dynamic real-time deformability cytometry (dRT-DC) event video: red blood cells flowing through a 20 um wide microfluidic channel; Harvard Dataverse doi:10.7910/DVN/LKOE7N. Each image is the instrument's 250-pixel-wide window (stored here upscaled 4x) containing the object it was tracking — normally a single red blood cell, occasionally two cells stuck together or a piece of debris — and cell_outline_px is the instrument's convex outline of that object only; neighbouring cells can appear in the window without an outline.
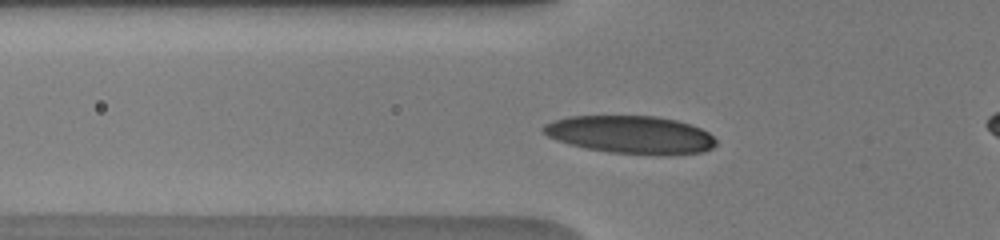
{"species": "human", "species_latin": "Homo sapiens", "temperature_condition": "warm", "stored_images_in_passage": 52, "camera_frame_rate_fps": 3000, "um_per_image_px": 0.085, "donor": {"sex": "male"}, "frame": {"image": 1, "passage_image": 12, "time_ms": 2.667, "image_size_px": [1000, 240], "cell_outline_px": [[716, 144], [712, 148], [700, 152], [612, 152], [588, 148], [572, 144], [548, 136], [540, 128], [544, 124], [552, 120], [568, 116], [656, 116], [676, 120], [692, 124], [708, 132], [716, 140]], "centroid_in_image_um": [53.56, 11.39], "position_along_channel_um": 72.2, "area_um2": 36.76}}
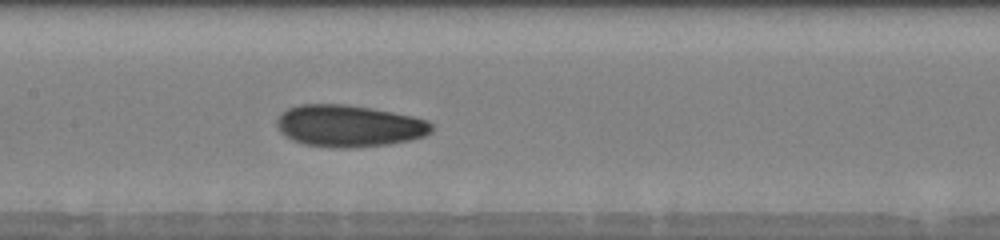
{"frame": {"image": 2, "passage_image": 23, "time_ms": 5.333, "image_size_px": [1000, 240], "cell_outline_px": [[432, 132], [424, 136], [412, 140], [388, 144], [348, 148], [332, 148], [304, 144], [292, 140], [280, 132], [276, 124], [276, 120], [280, 112], [288, 108], [300, 104], [348, 104], [372, 108], [412, 116], [428, 120], [432, 124]], "centroid_in_image_um": [29.64, 10.7], "position_along_channel_um": 177.8, "area_um2": 38.09}}
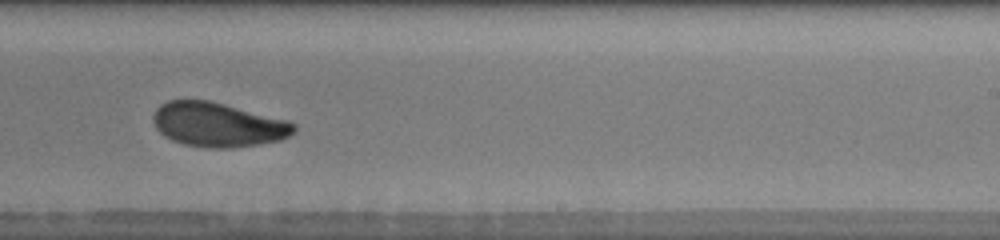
{"frame": {"image": 3, "passage_image": 32, "time_ms": 7.667, "image_size_px": [1000, 240], "cell_outline_px": [[296, 132], [280, 140], [232, 148], [208, 148], [184, 144], [172, 140], [164, 136], [156, 128], [152, 120], [152, 116], [156, 108], [160, 104], [168, 100], [208, 100], [288, 120], [296, 124]], "centroid_in_image_um": [18.51, 10.59], "position_along_channel_um": 270.5, "area_um2": 36.41}}